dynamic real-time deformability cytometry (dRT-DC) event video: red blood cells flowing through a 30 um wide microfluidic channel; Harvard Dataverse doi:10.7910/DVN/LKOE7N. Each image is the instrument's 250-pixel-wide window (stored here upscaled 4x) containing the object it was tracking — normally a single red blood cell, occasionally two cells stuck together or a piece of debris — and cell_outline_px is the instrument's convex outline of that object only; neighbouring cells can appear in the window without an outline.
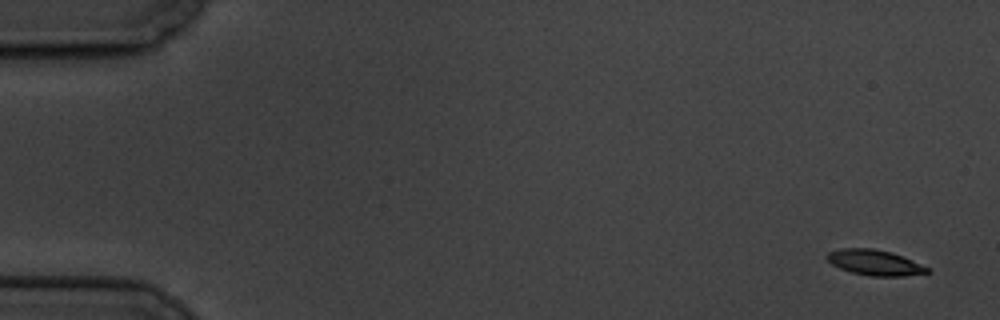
{"species": "common noctule bat (a hibernating species)", "species_latin": "Nyctalus noctula", "temperature_condition": "cold", "stored_images_in_passage": 6, "camera_frame_rate_fps": 3000, "um_per_image_px": 0.085, "animal": {"sex": "male", "body_mass_g": 19.5, "forearm_length_mm": 54.6}, "frame": {"image": 1, "passage_image": 1, "time_ms": 0.0, "image_size_px": [1000, 320], "cell_outline_px": [[932, 272], [904, 276], [868, 276], [852, 272], [840, 268], [832, 264], [824, 256], [828, 252], [840, 248], [872, 248], [892, 252], [920, 264], [928, 268]], "centroid_in_image_um": [74.32, 22.31], "position_along_channel_um": 10.7, "area_um2": 14.85}}
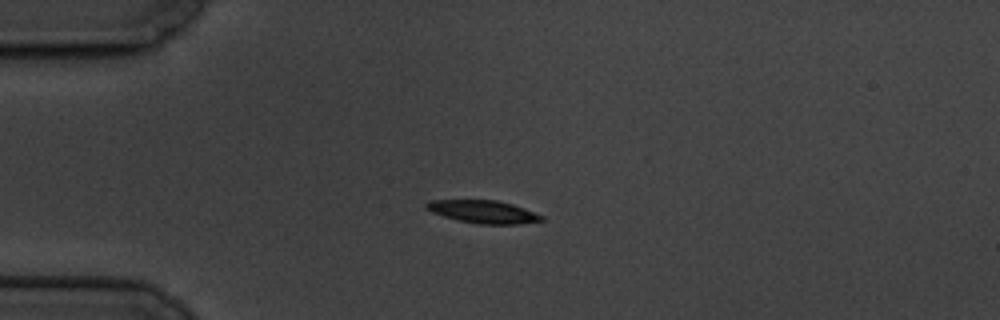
{"frame": {"image": 2, "passage_image": 4, "time_ms": 4.333, "image_size_px": [1000, 320], "cell_outline_px": [[544, 220], [520, 224], [480, 224], [456, 220], [432, 212], [424, 208], [424, 204], [428, 200], [496, 200], [512, 204], [524, 208], [544, 216]], "centroid_in_image_um": [41.05, 18.0], "position_along_channel_um": 43.9, "area_um2": 15.37}}
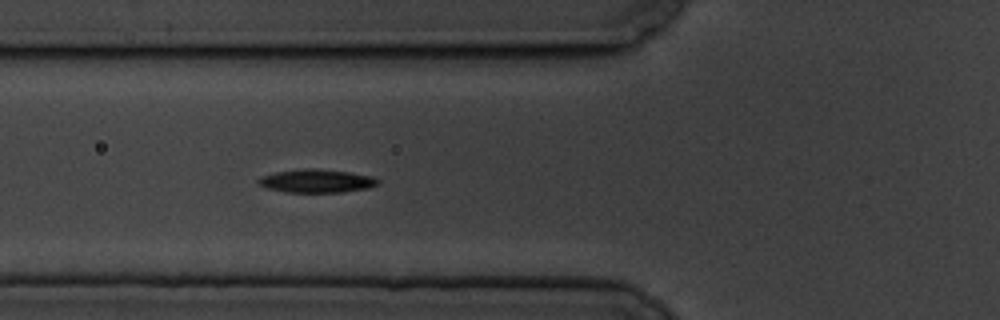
{"frame": {"image": 3, "passage_image": 6, "time_ms": 6.667, "image_size_px": [1000, 320], "cell_outline_px": [[380, 184], [368, 188], [344, 192], [284, 192], [268, 188], [256, 184], [256, 180], [260, 176], [276, 172], [304, 168], [320, 168], [352, 172], [372, 176], [380, 180]], "centroid_in_image_um": [26.92, 15.37], "position_along_channel_um": 98.9, "area_um2": 16.59}}